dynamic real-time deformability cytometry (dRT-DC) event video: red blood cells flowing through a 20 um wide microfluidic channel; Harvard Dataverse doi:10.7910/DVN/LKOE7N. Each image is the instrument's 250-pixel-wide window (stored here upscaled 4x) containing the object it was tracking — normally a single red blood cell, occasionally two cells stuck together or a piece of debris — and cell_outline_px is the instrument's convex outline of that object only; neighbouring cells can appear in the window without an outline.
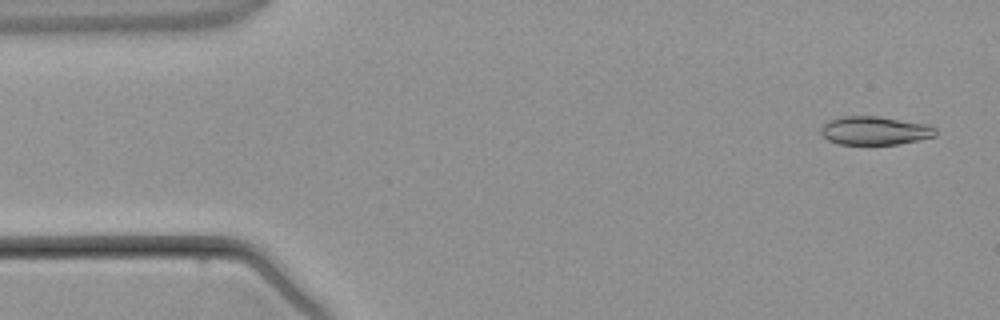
{"species": "common noctule bat (a hibernating species)", "species_latin": "Nyctalus noctula", "temperature_condition": "warm", "stored_images_in_passage": 4, "camera_frame_rate_fps": 3000, "um_per_image_px": 0.085, "animal": {"sex": "male", "body_mass_g": 21.5, "forearm_length_mm": 52.0}, "frame": {"image": 1, "passage_image": 1, "time_ms": 0.0, "image_size_px": [1000, 320], "cell_outline_px": [[936, 136], [920, 140], [900, 144], [868, 148], [840, 144], [828, 140], [820, 132], [820, 128], [828, 120], [844, 116], [876, 116], [928, 124], [936, 128]], "centroid_in_image_um": [74.35, 11.16], "position_along_channel_um": 10.6, "area_um2": 19.94}}